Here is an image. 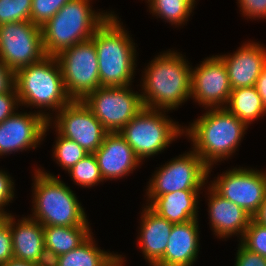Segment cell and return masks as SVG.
Masks as SVG:
<instances>
[{"label":"cell","mask_w":266,"mask_h":266,"mask_svg":"<svg viewBox=\"0 0 266 266\" xmlns=\"http://www.w3.org/2000/svg\"><path fill=\"white\" fill-rule=\"evenodd\" d=\"M179 52L166 51L153 58L142 76L141 99L149 109L170 111L191 96V69Z\"/></svg>","instance_id":"1"},{"label":"cell","mask_w":266,"mask_h":266,"mask_svg":"<svg viewBox=\"0 0 266 266\" xmlns=\"http://www.w3.org/2000/svg\"><path fill=\"white\" fill-rule=\"evenodd\" d=\"M189 127L185 135L193 142V151L212 171V165L228 159L236 152L247 126L226 108L207 109Z\"/></svg>","instance_id":"2"},{"label":"cell","mask_w":266,"mask_h":266,"mask_svg":"<svg viewBox=\"0 0 266 266\" xmlns=\"http://www.w3.org/2000/svg\"><path fill=\"white\" fill-rule=\"evenodd\" d=\"M118 17L111 12L92 36L98 56L101 86L132 85L135 75V43Z\"/></svg>","instance_id":"3"},{"label":"cell","mask_w":266,"mask_h":266,"mask_svg":"<svg viewBox=\"0 0 266 266\" xmlns=\"http://www.w3.org/2000/svg\"><path fill=\"white\" fill-rule=\"evenodd\" d=\"M32 187L33 215L43 226L89 225L76 194L63 181L43 169H35Z\"/></svg>","instance_id":"4"},{"label":"cell","mask_w":266,"mask_h":266,"mask_svg":"<svg viewBox=\"0 0 266 266\" xmlns=\"http://www.w3.org/2000/svg\"><path fill=\"white\" fill-rule=\"evenodd\" d=\"M90 1H68L41 27L47 56H57L63 50L92 38L95 30L111 14L92 10Z\"/></svg>","instance_id":"5"},{"label":"cell","mask_w":266,"mask_h":266,"mask_svg":"<svg viewBox=\"0 0 266 266\" xmlns=\"http://www.w3.org/2000/svg\"><path fill=\"white\" fill-rule=\"evenodd\" d=\"M15 88L20 106L51 108L52 113H57L72 101L56 56L46 55L42 60L17 70Z\"/></svg>","instance_id":"6"},{"label":"cell","mask_w":266,"mask_h":266,"mask_svg":"<svg viewBox=\"0 0 266 266\" xmlns=\"http://www.w3.org/2000/svg\"><path fill=\"white\" fill-rule=\"evenodd\" d=\"M165 112L144 107L119 131L141 162L161 153L184 134V127L168 119Z\"/></svg>","instance_id":"7"},{"label":"cell","mask_w":266,"mask_h":266,"mask_svg":"<svg viewBox=\"0 0 266 266\" xmlns=\"http://www.w3.org/2000/svg\"><path fill=\"white\" fill-rule=\"evenodd\" d=\"M65 89L72 100H82L101 87L97 51L92 38L81 41L56 56Z\"/></svg>","instance_id":"8"},{"label":"cell","mask_w":266,"mask_h":266,"mask_svg":"<svg viewBox=\"0 0 266 266\" xmlns=\"http://www.w3.org/2000/svg\"><path fill=\"white\" fill-rule=\"evenodd\" d=\"M129 87L101 86L82 99L108 132H119L144 108L141 94Z\"/></svg>","instance_id":"9"},{"label":"cell","mask_w":266,"mask_h":266,"mask_svg":"<svg viewBox=\"0 0 266 266\" xmlns=\"http://www.w3.org/2000/svg\"><path fill=\"white\" fill-rule=\"evenodd\" d=\"M208 170L209 167L193 150L181 154L154 171L146 194L161 196L181 190H202L208 183Z\"/></svg>","instance_id":"10"},{"label":"cell","mask_w":266,"mask_h":266,"mask_svg":"<svg viewBox=\"0 0 266 266\" xmlns=\"http://www.w3.org/2000/svg\"><path fill=\"white\" fill-rule=\"evenodd\" d=\"M45 56L40 26L31 21L0 25V59L14 72Z\"/></svg>","instance_id":"11"},{"label":"cell","mask_w":266,"mask_h":266,"mask_svg":"<svg viewBox=\"0 0 266 266\" xmlns=\"http://www.w3.org/2000/svg\"><path fill=\"white\" fill-rule=\"evenodd\" d=\"M210 186L253 217L266 196V172L235 167L218 175Z\"/></svg>","instance_id":"12"},{"label":"cell","mask_w":266,"mask_h":266,"mask_svg":"<svg viewBox=\"0 0 266 266\" xmlns=\"http://www.w3.org/2000/svg\"><path fill=\"white\" fill-rule=\"evenodd\" d=\"M56 114L54 121H48L50 125L53 122L56 133L75 141L87 153H94L102 145L108 131L82 100H72Z\"/></svg>","instance_id":"13"},{"label":"cell","mask_w":266,"mask_h":266,"mask_svg":"<svg viewBox=\"0 0 266 266\" xmlns=\"http://www.w3.org/2000/svg\"><path fill=\"white\" fill-rule=\"evenodd\" d=\"M231 85L223 60L218 56L207 57L191 69V96L205 110L225 108L231 94Z\"/></svg>","instance_id":"14"},{"label":"cell","mask_w":266,"mask_h":266,"mask_svg":"<svg viewBox=\"0 0 266 266\" xmlns=\"http://www.w3.org/2000/svg\"><path fill=\"white\" fill-rule=\"evenodd\" d=\"M49 113L15 112L0 123V156L13 152L36 149L46 136L49 126L48 121L53 118ZM45 135V136H44Z\"/></svg>","instance_id":"15"},{"label":"cell","mask_w":266,"mask_h":266,"mask_svg":"<svg viewBox=\"0 0 266 266\" xmlns=\"http://www.w3.org/2000/svg\"><path fill=\"white\" fill-rule=\"evenodd\" d=\"M4 219L11 229L13 258L50 265L45 251L43 225L31 217L18 219L16 223V218L11 213L6 214Z\"/></svg>","instance_id":"16"},{"label":"cell","mask_w":266,"mask_h":266,"mask_svg":"<svg viewBox=\"0 0 266 266\" xmlns=\"http://www.w3.org/2000/svg\"><path fill=\"white\" fill-rule=\"evenodd\" d=\"M103 180L120 179L133 173L141 160L119 132H108L94 152Z\"/></svg>","instance_id":"17"},{"label":"cell","mask_w":266,"mask_h":266,"mask_svg":"<svg viewBox=\"0 0 266 266\" xmlns=\"http://www.w3.org/2000/svg\"><path fill=\"white\" fill-rule=\"evenodd\" d=\"M226 66L231 89L255 86L266 61V49L246 42L234 54L218 55Z\"/></svg>","instance_id":"18"},{"label":"cell","mask_w":266,"mask_h":266,"mask_svg":"<svg viewBox=\"0 0 266 266\" xmlns=\"http://www.w3.org/2000/svg\"><path fill=\"white\" fill-rule=\"evenodd\" d=\"M207 188L209 223L215 236L224 239L236 234L241 236V240L253 217L240 206L219 195L210 184Z\"/></svg>","instance_id":"19"},{"label":"cell","mask_w":266,"mask_h":266,"mask_svg":"<svg viewBox=\"0 0 266 266\" xmlns=\"http://www.w3.org/2000/svg\"><path fill=\"white\" fill-rule=\"evenodd\" d=\"M163 257L154 266H193L199 252L198 219L173 224Z\"/></svg>","instance_id":"20"},{"label":"cell","mask_w":266,"mask_h":266,"mask_svg":"<svg viewBox=\"0 0 266 266\" xmlns=\"http://www.w3.org/2000/svg\"><path fill=\"white\" fill-rule=\"evenodd\" d=\"M140 236L138 246L144 259L154 266L164 255L173 223L154 212L148 205L143 207L141 214Z\"/></svg>","instance_id":"21"},{"label":"cell","mask_w":266,"mask_h":266,"mask_svg":"<svg viewBox=\"0 0 266 266\" xmlns=\"http://www.w3.org/2000/svg\"><path fill=\"white\" fill-rule=\"evenodd\" d=\"M201 190H181L161 196H147L148 206L173 224L198 219Z\"/></svg>","instance_id":"22"},{"label":"cell","mask_w":266,"mask_h":266,"mask_svg":"<svg viewBox=\"0 0 266 266\" xmlns=\"http://www.w3.org/2000/svg\"><path fill=\"white\" fill-rule=\"evenodd\" d=\"M89 226H43L45 251L49 263L57 256L79 247L93 235Z\"/></svg>","instance_id":"23"},{"label":"cell","mask_w":266,"mask_h":266,"mask_svg":"<svg viewBox=\"0 0 266 266\" xmlns=\"http://www.w3.org/2000/svg\"><path fill=\"white\" fill-rule=\"evenodd\" d=\"M93 239L91 235L79 247L54 258L49 266H113L120 255L101 250Z\"/></svg>","instance_id":"24"},{"label":"cell","mask_w":266,"mask_h":266,"mask_svg":"<svg viewBox=\"0 0 266 266\" xmlns=\"http://www.w3.org/2000/svg\"><path fill=\"white\" fill-rule=\"evenodd\" d=\"M226 109L247 127L266 114L255 86L232 89Z\"/></svg>","instance_id":"25"},{"label":"cell","mask_w":266,"mask_h":266,"mask_svg":"<svg viewBox=\"0 0 266 266\" xmlns=\"http://www.w3.org/2000/svg\"><path fill=\"white\" fill-rule=\"evenodd\" d=\"M196 0H148V7L152 15L165 19L171 25L187 23L192 14ZM191 13V14H190Z\"/></svg>","instance_id":"26"},{"label":"cell","mask_w":266,"mask_h":266,"mask_svg":"<svg viewBox=\"0 0 266 266\" xmlns=\"http://www.w3.org/2000/svg\"><path fill=\"white\" fill-rule=\"evenodd\" d=\"M67 172L83 188H90L104 181L94 153H89Z\"/></svg>","instance_id":"27"},{"label":"cell","mask_w":266,"mask_h":266,"mask_svg":"<svg viewBox=\"0 0 266 266\" xmlns=\"http://www.w3.org/2000/svg\"><path fill=\"white\" fill-rule=\"evenodd\" d=\"M53 149V157L57 164L65 171H69L81 159L87 156V153L75 141L69 140L61 135H57Z\"/></svg>","instance_id":"28"},{"label":"cell","mask_w":266,"mask_h":266,"mask_svg":"<svg viewBox=\"0 0 266 266\" xmlns=\"http://www.w3.org/2000/svg\"><path fill=\"white\" fill-rule=\"evenodd\" d=\"M32 0H0V25L30 21Z\"/></svg>","instance_id":"29"},{"label":"cell","mask_w":266,"mask_h":266,"mask_svg":"<svg viewBox=\"0 0 266 266\" xmlns=\"http://www.w3.org/2000/svg\"><path fill=\"white\" fill-rule=\"evenodd\" d=\"M240 243L248 250L266 258V226L252 218Z\"/></svg>","instance_id":"30"},{"label":"cell","mask_w":266,"mask_h":266,"mask_svg":"<svg viewBox=\"0 0 266 266\" xmlns=\"http://www.w3.org/2000/svg\"><path fill=\"white\" fill-rule=\"evenodd\" d=\"M70 0H32L30 21L42 27Z\"/></svg>","instance_id":"31"},{"label":"cell","mask_w":266,"mask_h":266,"mask_svg":"<svg viewBox=\"0 0 266 266\" xmlns=\"http://www.w3.org/2000/svg\"><path fill=\"white\" fill-rule=\"evenodd\" d=\"M13 259L12 235L9 223L0 222V266Z\"/></svg>","instance_id":"32"},{"label":"cell","mask_w":266,"mask_h":266,"mask_svg":"<svg viewBox=\"0 0 266 266\" xmlns=\"http://www.w3.org/2000/svg\"><path fill=\"white\" fill-rule=\"evenodd\" d=\"M242 15L250 19H266V0H238Z\"/></svg>","instance_id":"33"},{"label":"cell","mask_w":266,"mask_h":266,"mask_svg":"<svg viewBox=\"0 0 266 266\" xmlns=\"http://www.w3.org/2000/svg\"><path fill=\"white\" fill-rule=\"evenodd\" d=\"M8 173L0 170V212L3 214H8L3 207L11 203L14 198V182Z\"/></svg>","instance_id":"34"},{"label":"cell","mask_w":266,"mask_h":266,"mask_svg":"<svg viewBox=\"0 0 266 266\" xmlns=\"http://www.w3.org/2000/svg\"><path fill=\"white\" fill-rule=\"evenodd\" d=\"M18 105L20 106V102L15 87L8 93L0 94V123L13 115Z\"/></svg>","instance_id":"35"},{"label":"cell","mask_w":266,"mask_h":266,"mask_svg":"<svg viewBox=\"0 0 266 266\" xmlns=\"http://www.w3.org/2000/svg\"><path fill=\"white\" fill-rule=\"evenodd\" d=\"M235 261V266H266V258L248 250L241 243H239Z\"/></svg>","instance_id":"36"},{"label":"cell","mask_w":266,"mask_h":266,"mask_svg":"<svg viewBox=\"0 0 266 266\" xmlns=\"http://www.w3.org/2000/svg\"><path fill=\"white\" fill-rule=\"evenodd\" d=\"M15 87V72L0 59V94L8 93Z\"/></svg>","instance_id":"37"},{"label":"cell","mask_w":266,"mask_h":266,"mask_svg":"<svg viewBox=\"0 0 266 266\" xmlns=\"http://www.w3.org/2000/svg\"><path fill=\"white\" fill-rule=\"evenodd\" d=\"M255 87L262 99L263 106L266 109V61L263 65V70L260 76L257 78Z\"/></svg>","instance_id":"38"},{"label":"cell","mask_w":266,"mask_h":266,"mask_svg":"<svg viewBox=\"0 0 266 266\" xmlns=\"http://www.w3.org/2000/svg\"><path fill=\"white\" fill-rule=\"evenodd\" d=\"M253 219L261 225L266 226V196L258 212L253 216Z\"/></svg>","instance_id":"39"},{"label":"cell","mask_w":266,"mask_h":266,"mask_svg":"<svg viewBox=\"0 0 266 266\" xmlns=\"http://www.w3.org/2000/svg\"><path fill=\"white\" fill-rule=\"evenodd\" d=\"M1 266H49V265H42L33 262L17 260L13 258Z\"/></svg>","instance_id":"40"},{"label":"cell","mask_w":266,"mask_h":266,"mask_svg":"<svg viewBox=\"0 0 266 266\" xmlns=\"http://www.w3.org/2000/svg\"><path fill=\"white\" fill-rule=\"evenodd\" d=\"M126 260L123 259L122 255H120V259L113 266H123Z\"/></svg>","instance_id":"41"},{"label":"cell","mask_w":266,"mask_h":266,"mask_svg":"<svg viewBox=\"0 0 266 266\" xmlns=\"http://www.w3.org/2000/svg\"><path fill=\"white\" fill-rule=\"evenodd\" d=\"M5 214H3L2 212H0V222L4 219Z\"/></svg>","instance_id":"42"}]
</instances>
